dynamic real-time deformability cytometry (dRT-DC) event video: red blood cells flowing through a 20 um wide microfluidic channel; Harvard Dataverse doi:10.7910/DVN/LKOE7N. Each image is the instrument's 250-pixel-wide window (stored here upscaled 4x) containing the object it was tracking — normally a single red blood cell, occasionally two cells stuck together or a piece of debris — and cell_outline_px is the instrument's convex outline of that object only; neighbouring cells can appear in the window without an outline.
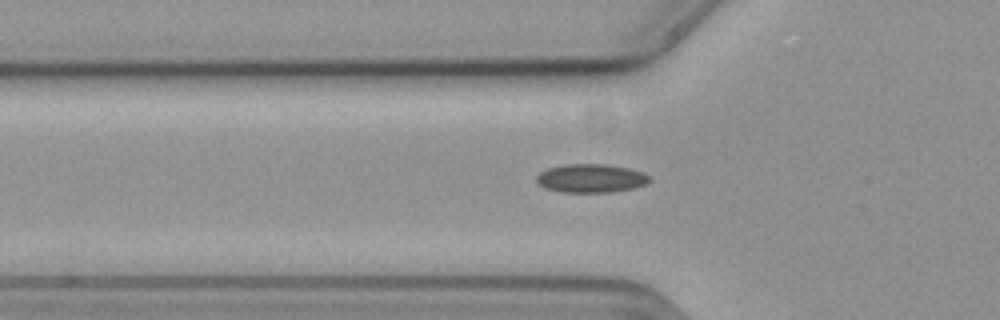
{"species": "common noctule bat (a hibernating species)", "species_latin": "Nyctalus noctula", "temperature_condition": "cold", "stored_images_in_passage": 39, "camera_frame_rate_fps": 3000, "um_per_image_px": 0.085, "animal": {"sex": "female", "body_mass_g": 19.3, "forearm_length_mm": 54.1}, "frame": {"image": 1, "passage_image": 7, "time_ms": 2.0, "image_size_px": [1000, 320], "cell_outline_px": [[652, 180], [644, 184], [632, 188], [612, 192], [560, 192], [544, 188], [536, 180], [536, 176], [540, 172], [548, 168], [564, 164], [604, 164], [628, 168], [644, 172]], "centroid_in_image_um": [50.21, 15.15], "position_along_channel_um": 75.6, "area_um2": 18.79}}
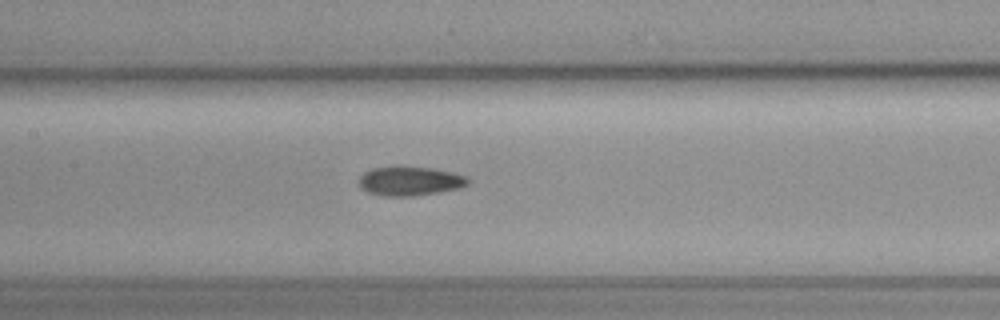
{"frame": {"image": 2, "passage_image": 15, "time_ms": 4.667, "image_size_px": [1000, 320], "cell_outline_px": [[468, 184], [460, 188], [412, 196], [384, 196], [368, 192], [360, 188], [360, 176], [364, 172], [372, 168], [400, 164], [432, 168], [452, 172], [468, 176]], "centroid_in_image_um": [34.82, 15.35], "position_along_channel_um": 172.6, "area_um2": 18.9}}
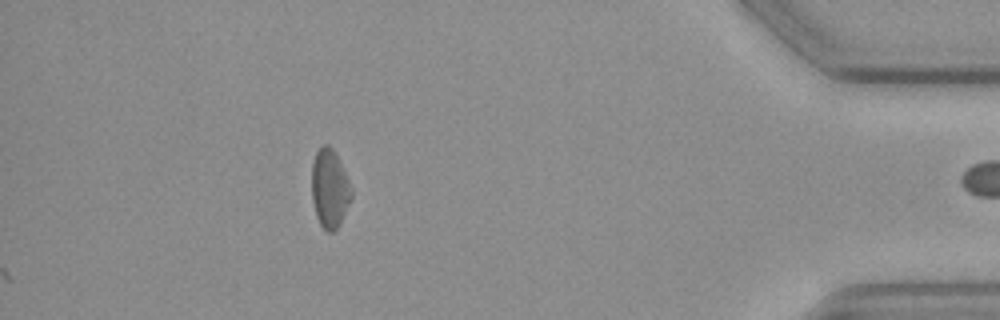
{"frame": {"image": 3, "passage_image": 39, "time_ms": 12.667, "image_size_px": [1000, 320], "cell_outline_px": [[352, 196], [340, 224], [332, 232], [328, 232], [320, 224], [316, 216], [312, 200], [312, 164], [316, 152], [324, 144], [328, 144], [332, 148], [352, 188]], "centroid_in_image_um": [28.01, 16.05], "position_along_channel_um": 407.2, "area_um2": 17.86}, "authors_computed_cell_mechanics": {"area_um2": 18.1492, "velocity_mm_per_s": 3.6102, "shape_relaxation_time_tau1_ms": null, "shape_relaxation_time_tau2_ms": 10.8365, "deformation_change_tau1": null, "deformation_change_tau2": 0.1593}}